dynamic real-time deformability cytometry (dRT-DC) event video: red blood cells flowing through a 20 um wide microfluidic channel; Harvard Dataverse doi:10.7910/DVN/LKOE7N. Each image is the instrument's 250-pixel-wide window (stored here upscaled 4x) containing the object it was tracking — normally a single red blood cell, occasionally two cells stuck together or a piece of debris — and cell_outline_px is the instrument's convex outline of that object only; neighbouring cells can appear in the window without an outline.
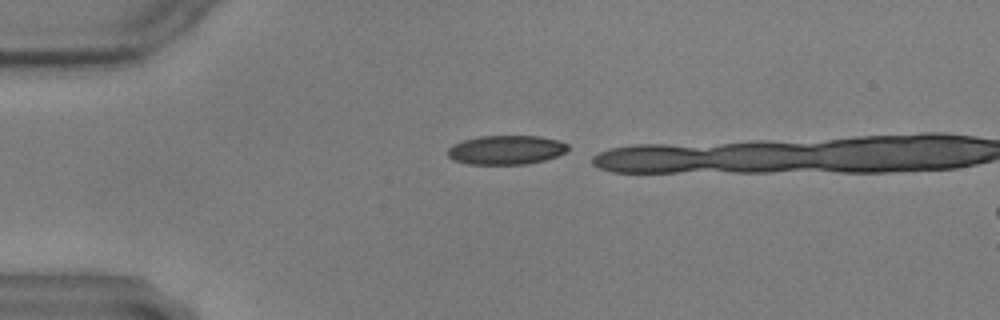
{"species": "common noctule bat (a hibernating species)", "species_latin": "Nyctalus noctula", "temperature_condition": "warm", "stored_images_in_passage": 7, "camera_frame_rate_fps": 3000, "um_per_image_px": 0.085, "animal": {"sex": "male", "body_mass_g": 17.9, "forearm_length_mm": 54.2}, "frame": {"image": 1, "passage_image": 1, "time_ms": 0.0, "image_size_px": [1000, 320], "cell_outline_px": [[568, 148], [564, 152], [556, 156], [544, 160], [524, 164], [468, 164], [452, 160], [448, 156], [448, 148], [452, 144], [464, 140], [480, 136], [540, 136], [556, 140], [568, 144]], "centroid_in_image_um": [42.98, 12.74], "position_along_channel_um": 42.0, "area_um2": 20.29}}